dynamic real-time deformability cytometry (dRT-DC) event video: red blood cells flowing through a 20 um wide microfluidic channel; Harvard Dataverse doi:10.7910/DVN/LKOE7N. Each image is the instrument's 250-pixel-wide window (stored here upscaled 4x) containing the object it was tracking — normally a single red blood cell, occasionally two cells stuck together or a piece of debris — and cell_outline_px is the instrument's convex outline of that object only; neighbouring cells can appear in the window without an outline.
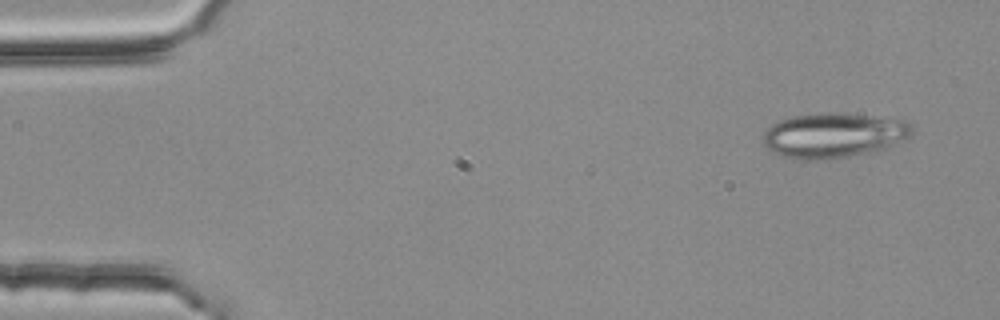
{"species": "common noctule bat (a hibernating species)", "species_latin": "Nyctalus noctula", "temperature_condition": "room temperature", "stored_images_in_passage": 3, "camera_frame_rate_fps": 3000, "um_per_image_px": 0.085, "animal": {"sex": "female", "body_mass_g": 25.1}, "frame": {"image": 1, "passage_image": 1, "time_ms": 0.0, "image_size_px": [1000, 320], "cell_outline_px": [[912, 132], [908, 136], [884, 148], [848, 156], [828, 160], [800, 160], [780, 156], [768, 148], [760, 140], [760, 136], [772, 124], [780, 120], [792, 116], [832, 112], [904, 120], [912, 124]], "centroid_in_image_um": [70.76, 11.51], "position_along_channel_um": 14.2, "area_um2": 38.67}}